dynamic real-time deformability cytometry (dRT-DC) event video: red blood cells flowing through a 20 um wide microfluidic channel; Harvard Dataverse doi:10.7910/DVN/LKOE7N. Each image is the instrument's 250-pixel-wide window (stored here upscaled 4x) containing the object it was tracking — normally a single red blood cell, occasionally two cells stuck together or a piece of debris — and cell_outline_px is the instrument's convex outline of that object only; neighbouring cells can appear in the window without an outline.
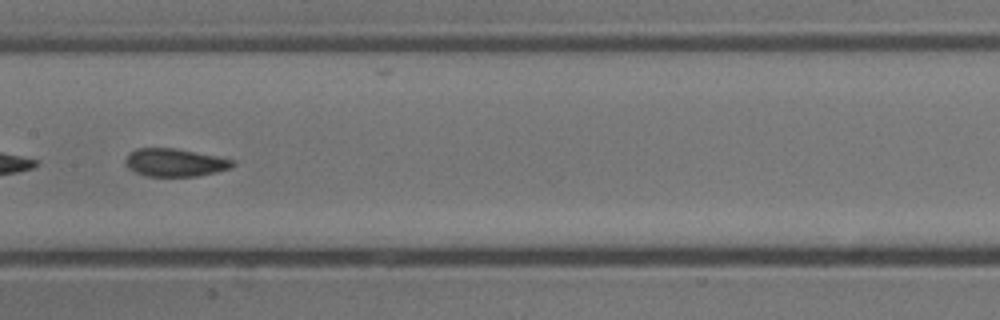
{"species": "common noctule bat (a hibernating species)", "species_latin": "Nyctalus noctula", "temperature_condition": "cold", "stored_images_in_passage": 50, "segment_of_instrument_passage": [2, 2], "camera_frame_rate_fps": 3000, "um_per_image_px": 0.085, "animal": {"sex": "male", "body_mass_g": 13.3}, "frame": {"image": 1, "passage_image": 23, "time_ms": 7.333, "image_size_px": [1000, 320], "cell_outline_px": [[236, 164], [232, 168], [216, 172], [196, 176], [148, 176], [136, 172], [128, 168], [124, 164], [124, 160], [128, 152], [136, 148], [172, 148], [216, 156], [232, 160]], "centroid_in_image_um": [14.82, 13.81], "position_along_channel_um": 192.6, "area_um2": 17.4}}
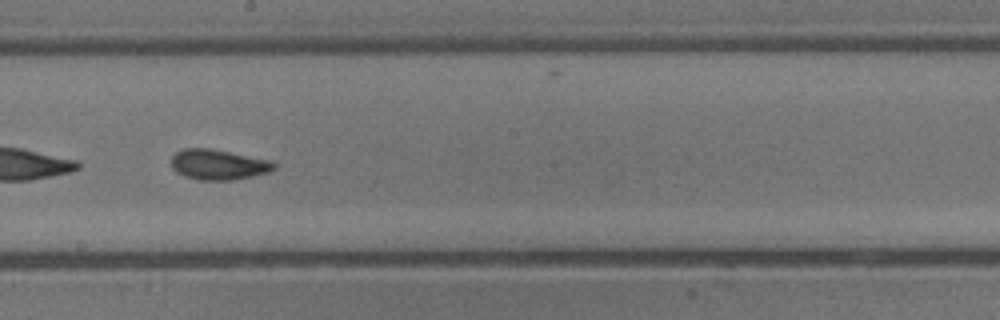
{"frame": {"image": 2, "passage_image": 26, "time_ms": 8.333, "image_size_px": [1000, 320], "cell_outline_px": [[276, 168], [268, 172], [252, 176], [232, 180], [196, 180], [184, 176], [176, 172], [172, 168], [172, 156], [176, 152], [184, 148], [208, 148], [272, 160], [276, 164]], "centroid_in_image_um": [18.56, 13.99], "position_along_channel_um": 229.6, "area_um2": 18.21}}
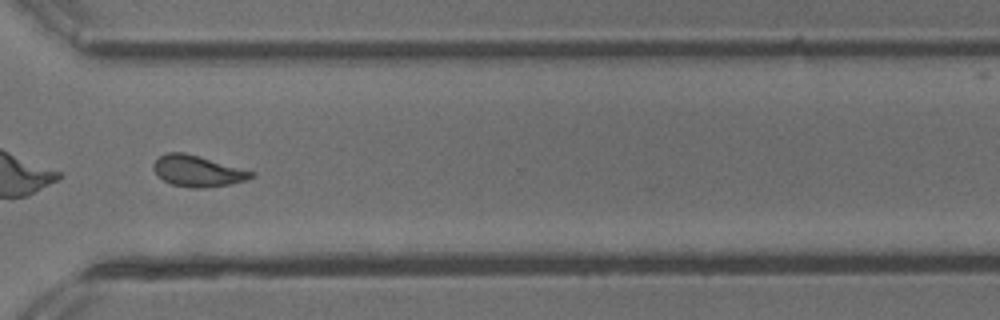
{"frame": {"image": 3, "passage_image": 36, "time_ms": 11.667, "image_size_px": [1000, 320], "cell_outline_px": [[256, 176], [248, 180], [228, 184], [204, 188], [192, 188], [172, 184], [164, 180], [152, 168], [152, 164], [160, 156], [168, 152], [184, 152], [256, 172]], "centroid_in_image_um": [16.83, 14.54], "position_along_channel_um": 353.8, "area_um2": 17.63}}